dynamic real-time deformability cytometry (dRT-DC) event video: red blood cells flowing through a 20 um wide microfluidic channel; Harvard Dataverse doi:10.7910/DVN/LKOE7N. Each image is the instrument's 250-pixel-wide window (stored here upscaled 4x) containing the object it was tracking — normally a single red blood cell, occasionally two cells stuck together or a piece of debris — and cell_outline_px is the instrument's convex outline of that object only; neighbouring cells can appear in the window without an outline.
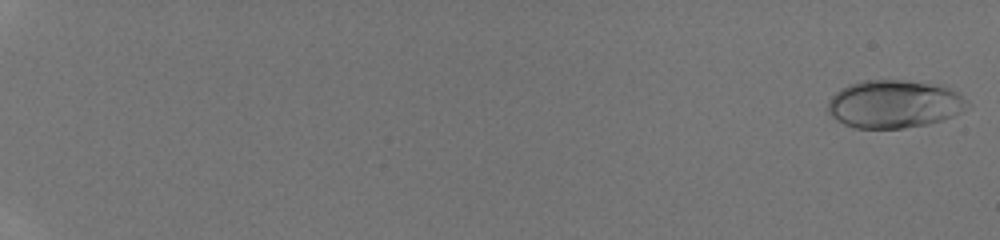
{"species": "human", "species_latin": "Homo sapiens", "temperature_condition": "room temperature", "stored_images_in_passage": 49, "camera_frame_rate_fps": 3000, "um_per_image_px": 0.085, "donor": {"sex": "male"}, "frame": {"image": 1, "passage_image": 2, "time_ms": 0.333, "image_size_px": [1000, 240], "cell_outline_px": [[972, 108], [952, 116], [928, 124], [904, 128], [852, 128], [836, 120], [828, 112], [828, 100], [840, 88], [848, 84], [864, 80], [904, 80], [944, 84], [960, 92], [972, 104]], "centroid_in_image_um": [76.08, 8.82], "position_along_channel_um": 8.9, "area_um2": 39.88}}
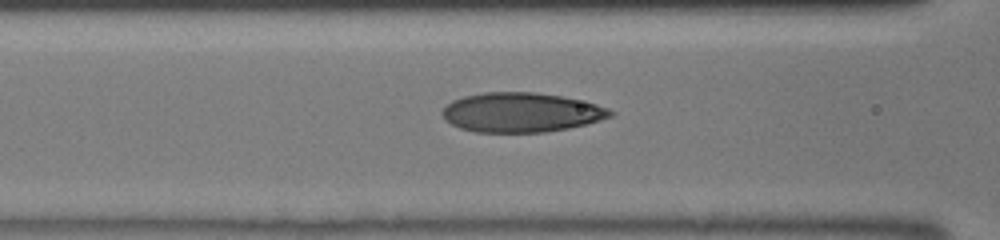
{"frame": {"image": 2, "passage_image": 25, "time_ms": 8.0, "image_size_px": [1000, 240], "cell_outline_px": [[616, 112], [612, 116], [600, 120], [568, 128], [544, 132], [476, 132], [460, 128], [444, 120], [440, 112], [452, 100], [464, 96], [484, 92], [536, 92], [560, 96], [596, 104], [608, 108]], "centroid_in_image_um": [44.27, 9.55], "position_along_channel_um": 122.3, "area_um2": 38.61}}
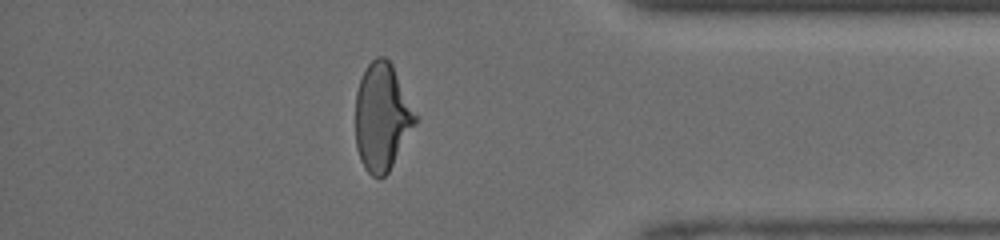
{"frame": {"image": 3, "passage_image": 44, "time_ms": 14.333, "image_size_px": [1000, 240], "cell_outline_px": [[420, 116], [416, 124], [388, 172], [380, 180], [372, 176], [364, 168], [360, 160], [356, 148], [356, 92], [360, 80], [368, 64], [376, 56], [384, 56], [392, 64]], "centroid_in_image_um": [32.5, 9.94], "position_along_channel_um": 402.7, "area_um2": 37.97}}